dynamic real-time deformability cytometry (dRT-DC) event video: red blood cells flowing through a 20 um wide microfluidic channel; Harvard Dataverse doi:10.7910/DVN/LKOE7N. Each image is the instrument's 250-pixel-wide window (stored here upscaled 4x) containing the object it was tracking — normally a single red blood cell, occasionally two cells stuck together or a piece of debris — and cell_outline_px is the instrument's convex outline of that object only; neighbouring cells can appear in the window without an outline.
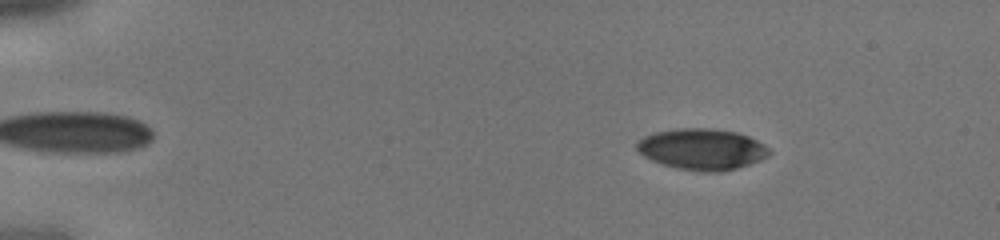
{"species": "human", "species_latin": "Homo sapiens", "temperature_condition": "cold", "stored_images_in_passage": 40, "camera_frame_rate_fps": 3000, "um_per_image_px": 0.085, "donor": {"sex": "male"}, "frame": {"image": 1, "passage_image": 4, "time_ms": 1.0, "image_size_px": [1000, 240], "cell_outline_px": [[772, 152], [768, 156], [760, 160], [736, 168], [720, 172], [704, 172], [680, 168], [664, 164], [652, 160], [644, 156], [636, 148], [636, 144], [644, 136], [656, 132], [676, 128], [712, 128], [736, 132], [748, 136], [764, 144]], "centroid_in_image_um": [59.69, 12.67], "position_along_channel_um": 25.3, "area_um2": 31.5}}
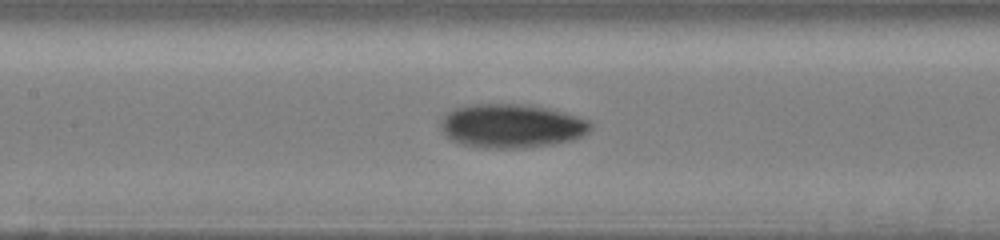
{"frame": {"image": 2, "passage_image": 19, "time_ms": 6.0, "image_size_px": [1000, 240], "cell_outline_px": [[592, 128], [588, 132], [572, 140], [552, 144], [528, 148], [484, 148], [464, 144], [452, 140], [440, 128], [440, 120], [452, 108], [472, 104], [528, 104], [552, 108], [592, 120]], "centroid_in_image_um": [43.52, 10.69], "position_along_channel_um": 163.9, "area_um2": 38.78}}
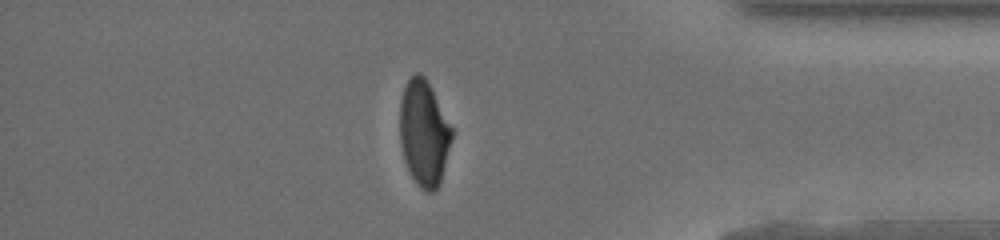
{"frame": {"image": 3, "passage_image": 35, "time_ms": 11.333, "image_size_px": [1000, 240], "cell_outline_px": [[452, 136], [440, 184], [432, 192], [424, 192], [416, 184], [404, 160], [400, 144], [400, 100], [404, 88], [408, 80], [416, 72], [420, 72], [428, 80], [452, 128]], "centroid_in_image_um": [36.02, 11.31], "position_along_channel_um": 399.2, "area_um2": 31.96}}